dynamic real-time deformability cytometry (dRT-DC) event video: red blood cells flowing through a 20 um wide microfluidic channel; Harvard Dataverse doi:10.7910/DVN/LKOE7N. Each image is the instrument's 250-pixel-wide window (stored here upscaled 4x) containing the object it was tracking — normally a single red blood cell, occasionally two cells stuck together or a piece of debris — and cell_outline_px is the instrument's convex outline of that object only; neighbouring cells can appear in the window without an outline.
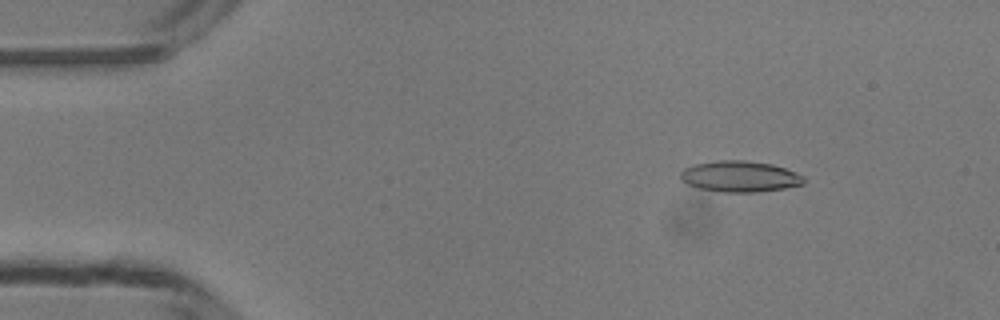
{"species": "common noctule bat (a hibernating species)", "species_latin": "Nyctalus noctula", "temperature_condition": "room temperature", "stored_images_in_passage": 43, "camera_frame_rate_fps": 3000, "um_per_image_px": 0.085, "animal": {"sex": "male", "body_mass_g": 13.3}, "frame": {"image": 1, "passage_image": 1, "time_ms": 0.0, "image_size_px": [1000, 320], "cell_outline_px": [[804, 184], [784, 188], [756, 192], [724, 192], [700, 188], [688, 184], [680, 180], [680, 172], [684, 168], [692, 164], [716, 160], [744, 160], [772, 164], [784, 168], [804, 176]], "centroid_in_image_um": [62.85, 14.99], "position_along_channel_um": 22.1, "area_um2": 22.31}}
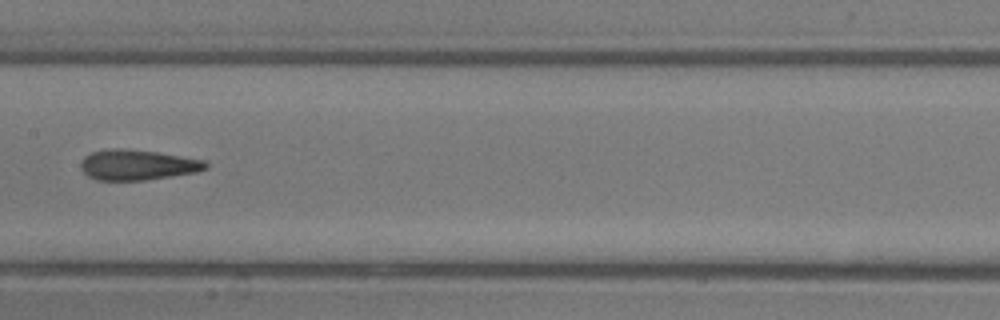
{"frame": {"image": 2, "passage_image": 19, "time_ms": 6.0, "image_size_px": [1000, 320], "cell_outline_px": [[208, 168], [196, 172], [144, 180], [96, 180], [88, 176], [80, 168], [80, 164], [84, 156], [92, 152], [112, 148], [116, 148], [156, 152], [204, 160], [208, 164]], "centroid_in_image_um": [11.66, 14.02], "position_along_channel_um": 195.7, "area_um2": 21.91}}
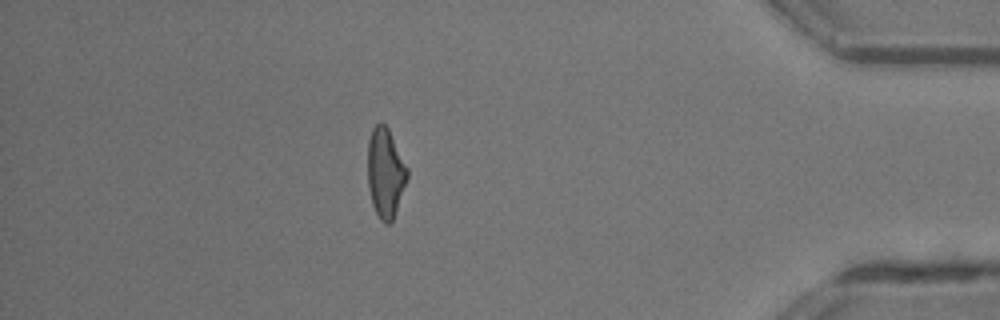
{"frame": {"image": 3, "passage_image": 37, "time_ms": 12.0, "image_size_px": [1000, 320], "cell_outline_px": [[408, 176], [392, 220], [388, 224], [384, 224], [380, 220], [372, 204], [368, 188], [368, 140], [372, 128], [380, 120], [388, 128], [408, 168]], "centroid_in_image_um": [32.74, 14.66], "position_along_channel_um": 402.5, "area_um2": 20.52}, "authors_computed_cell_mechanics": {"area_um2": 21.675, "velocity_mm_per_s": 4.2094, "shape_relaxation_time_tau1_ms": 7.2779, "shape_relaxation_time_tau2_ms": 2.0572, "deformation_change_tau1": 0.2345, "deformation_change_tau2": 0.1275}}